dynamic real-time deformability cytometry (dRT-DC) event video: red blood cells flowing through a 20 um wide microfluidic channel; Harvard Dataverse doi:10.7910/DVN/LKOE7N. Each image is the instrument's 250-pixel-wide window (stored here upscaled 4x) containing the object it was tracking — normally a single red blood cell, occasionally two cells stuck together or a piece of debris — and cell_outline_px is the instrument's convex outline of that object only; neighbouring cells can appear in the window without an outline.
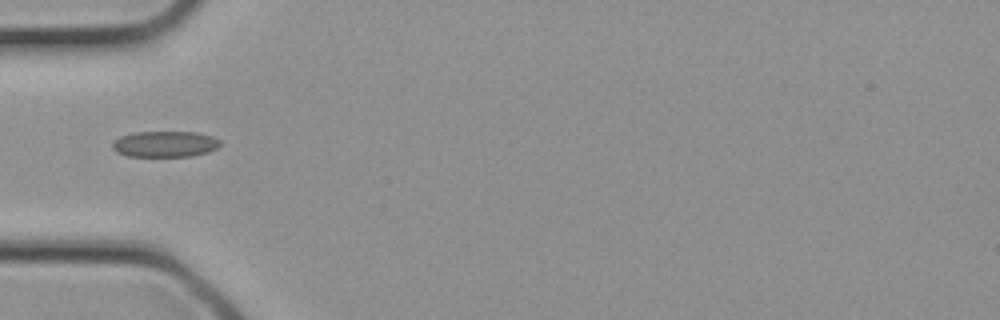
{"species": "common noctule bat (a hibernating species)", "species_latin": "Nyctalus noctula", "temperature_condition": "cold", "stored_images_in_passage": 2, "camera_frame_rate_fps": 3000, "um_per_image_px": 0.085, "animal": {"sex": "female", "body_mass_g": 21.9}, "frame": {"image": 1, "passage_image": 2, "time_ms": 0.333, "image_size_px": [1000, 320], "cell_outline_px": [[220, 144], [216, 148], [208, 152], [192, 156], [128, 156], [116, 152], [112, 148], [112, 144], [120, 136], [136, 132], [196, 132], [212, 136], [220, 140]], "centroid_in_image_um": [14.02, 12.24], "position_along_channel_um": 71.0, "area_um2": 16.24}}